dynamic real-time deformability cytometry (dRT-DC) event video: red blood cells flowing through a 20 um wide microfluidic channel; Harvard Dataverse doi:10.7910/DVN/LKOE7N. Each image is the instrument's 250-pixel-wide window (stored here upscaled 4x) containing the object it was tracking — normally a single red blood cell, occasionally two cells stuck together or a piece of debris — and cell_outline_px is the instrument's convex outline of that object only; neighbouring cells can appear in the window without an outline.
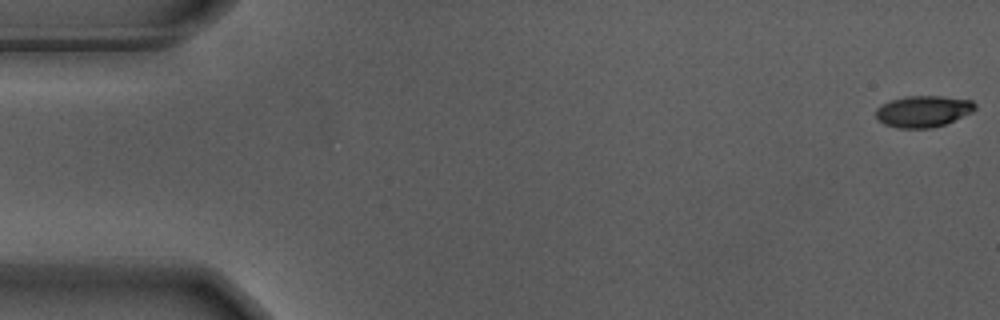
{"species": "Egyptian fruit bat (a non-hibernating species)", "species_latin": "Rousettus aegyptiacus", "temperature_condition": "warm", "stored_images_in_passage": 56, "camera_frame_rate_fps": 3000, "um_per_image_px": 0.085, "animal": {"sex": "male"}, "frame": {"image": 1, "passage_image": 1, "time_ms": 0.0, "image_size_px": [1000, 320], "cell_outline_px": [[976, 108], [972, 112], [944, 124], [932, 128], [896, 128], [884, 124], [876, 116], [876, 108], [880, 104], [888, 100], [908, 96], [944, 96], [972, 100], [976, 104]], "centroid_in_image_um": [78.45, 9.45], "position_along_channel_um": 6.5, "area_um2": 18.26}}
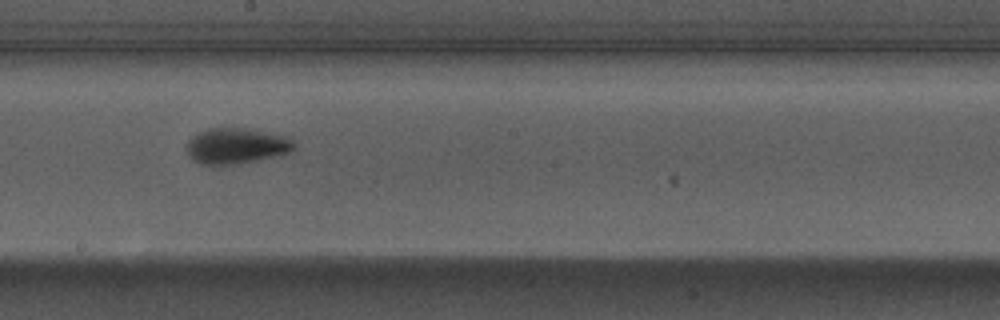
{"frame": {"image": 2, "passage_image": 31, "time_ms": 10.0, "image_size_px": [1000, 320], "cell_outline_px": [[296, 144], [288, 152], [256, 160], [232, 164], [200, 164], [188, 152], [188, 140], [200, 132], [208, 128], [244, 128], [288, 136]], "centroid_in_image_um": [20.1, 12.38], "position_along_channel_um": 228.1, "area_um2": 21.68}}
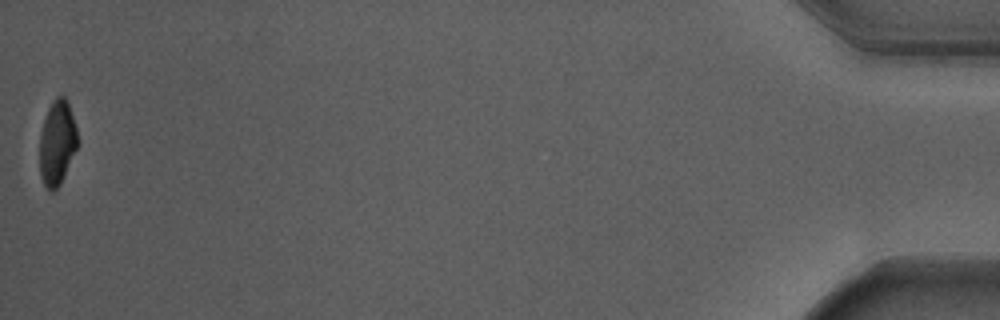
{"frame": {"image": 3, "passage_image": 56, "time_ms": 18.333, "image_size_px": [1000, 320], "cell_outline_px": [[76, 148], [60, 184], [52, 192], [48, 192], [40, 176], [40, 132], [48, 108], [52, 100], [56, 96], [64, 96], [68, 104], [76, 128]], "centroid_in_image_um": [4.82, 12.15], "position_along_channel_um": 430.4, "area_um2": 18.32}, "authors_computed_cell_mechanics": {"area_um2": 20.3745, "velocity_mm_per_s": 3.6884, "shape_relaxation_time_tau1_ms": 2.1273, "shape_relaxation_time_tau2_ms": 2.8365, "deformation_change_tau1": 0.1507, "deformation_change_tau2": 0.067}}